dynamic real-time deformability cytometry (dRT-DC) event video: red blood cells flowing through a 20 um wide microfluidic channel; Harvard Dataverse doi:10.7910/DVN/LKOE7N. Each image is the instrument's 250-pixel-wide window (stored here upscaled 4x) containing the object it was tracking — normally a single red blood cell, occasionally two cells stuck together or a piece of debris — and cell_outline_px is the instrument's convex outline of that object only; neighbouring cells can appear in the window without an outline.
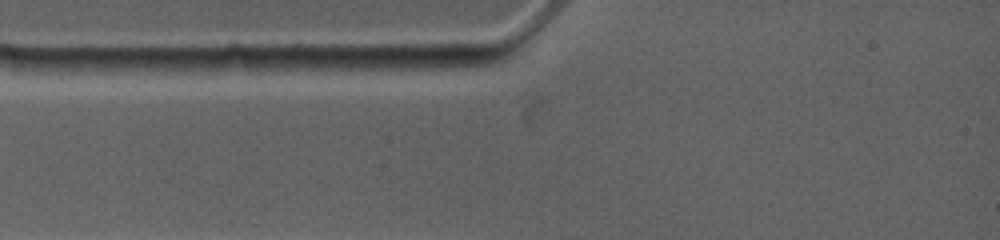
{"species": "common noctule bat (a hibernating species)", "species_latin": "Nyctalus noctula", "temperature_condition": "warm", "stored_images_in_passage": 5, "camera_frame_rate_fps": 4500, "um_per_image_px": 0.085, "animal": {"sex": "female", "body_mass_g": 19.0, "forearm_length_mm": 53.3}, "frame": {"image": 1, "passage_image": 1, "time_ms": 0.0, "image_size_px": [1000, 240], "cell_outline_px": [[320, 68], [276, 72], [176, 68], [184, 60], [228, 56], [308, 56]], "centroid_in_image_um": [21.39, 5.4], "position_along_channel_um": 63.6, "area_um2": 12.95}}